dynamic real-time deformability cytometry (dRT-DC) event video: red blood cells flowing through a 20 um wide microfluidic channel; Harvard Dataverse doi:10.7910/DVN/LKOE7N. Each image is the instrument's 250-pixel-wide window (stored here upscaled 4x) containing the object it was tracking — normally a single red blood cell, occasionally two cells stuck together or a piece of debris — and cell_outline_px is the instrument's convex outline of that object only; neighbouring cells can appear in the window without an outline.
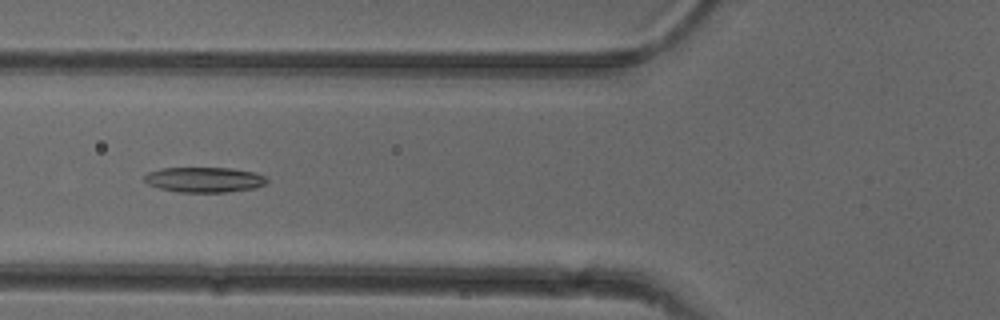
{"species": "common noctule bat (a hibernating species)", "species_latin": "Nyctalus noctula", "temperature_condition": "cold", "stored_images_in_passage": 51, "camera_frame_rate_fps": 3000, "um_per_image_px": 0.085, "animal": {"sex": "female"}, "frame": {"image": 1, "passage_image": 19, "time_ms": 6.0, "image_size_px": [1000, 320], "cell_outline_px": [[268, 180], [264, 184], [256, 188], [224, 192], [180, 192], [160, 188], [148, 184], [144, 180], [144, 176], [148, 172], [160, 168], [232, 168], [256, 172], [264, 176]], "centroid_in_image_um": [17.37, 15.26], "position_along_channel_um": 108.4, "area_um2": 17.98}}
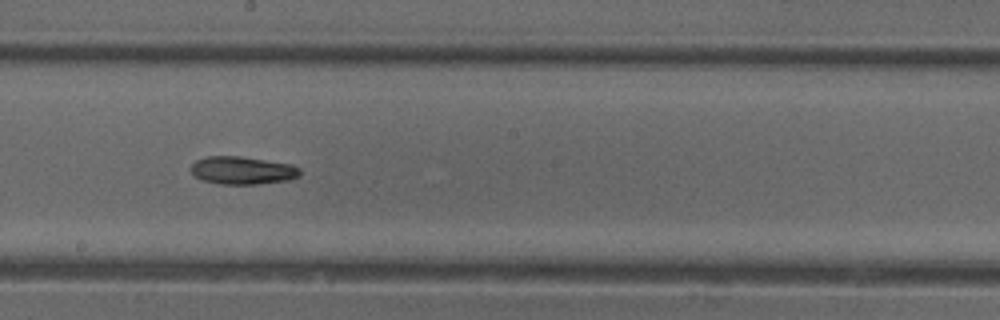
{"frame": {"image": 2, "passage_image": 28, "time_ms": 9.0, "image_size_px": [1000, 320], "cell_outline_px": [[300, 176], [292, 180], [256, 184], [220, 184], [204, 180], [196, 176], [192, 172], [192, 164], [196, 160], [208, 156], [240, 156], [292, 164], [300, 168]], "centroid_in_image_um": [20.67, 14.48], "position_along_channel_um": 227.5, "area_um2": 17.69}}
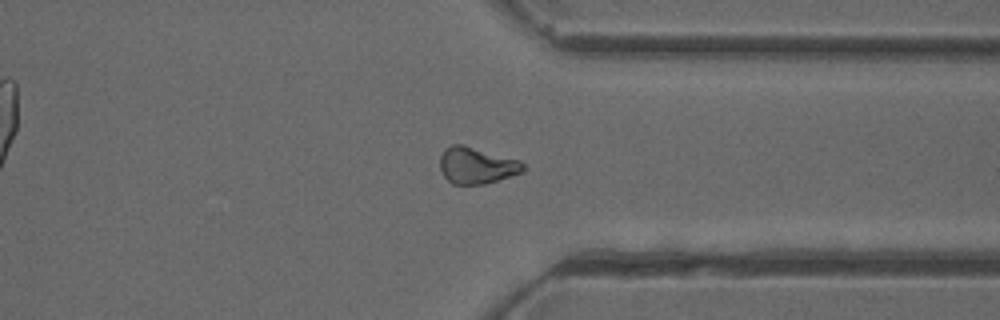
{"frame": {"image": 3, "passage_image": 39, "time_ms": 12.667, "image_size_px": [1000, 320], "cell_outline_px": [[524, 172], [484, 184], [452, 184], [444, 176], [440, 168], [440, 156], [444, 148], [452, 144], [464, 144], [520, 160], [524, 164]], "centroid_in_image_um": [40.51, 14.05], "position_along_channel_um": 370.9, "area_um2": 17.86}, "authors_computed_cell_mechanics": {"area_um2": 17.9758, "velocity_mm_per_s": 3.9564, "shape_relaxation_time_tau1_ms": 5.6789, "shape_relaxation_time_tau2_ms": null, "deformation_change_tau1": 0.1094, "deformation_change_tau2": null}}